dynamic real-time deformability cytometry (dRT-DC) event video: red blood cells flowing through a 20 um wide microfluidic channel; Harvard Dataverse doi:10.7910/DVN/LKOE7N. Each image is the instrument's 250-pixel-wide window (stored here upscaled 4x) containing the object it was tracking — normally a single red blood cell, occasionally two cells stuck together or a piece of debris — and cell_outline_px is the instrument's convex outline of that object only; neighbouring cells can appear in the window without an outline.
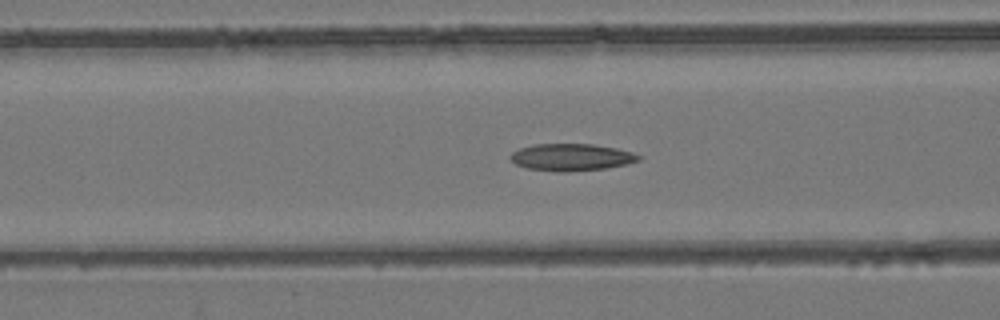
{"species": "common noctule bat (a hibernating species)", "species_latin": "Nyctalus noctula", "temperature_condition": "room temperature", "stored_images_in_passage": 53, "camera_frame_rate_fps": 3000, "um_per_image_px": 0.085, "animal": {"sex": "female", "body_mass_g": 24.6, "forearm_length_mm": 56.2}, "frame": {"image": 1, "passage_image": 21, "time_ms": 6.667, "image_size_px": [1000, 320], "cell_outline_px": [[640, 160], [628, 164], [608, 168], [564, 172], [556, 172], [528, 168], [516, 164], [508, 160], [508, 156], [512, 152], [520, 148], [536, 144], [592, 144], [616, 148], [632, 152], [640, 156]], "centroid_in_image_um": [48.55, 13.37], "position_along_channel_um": 118.1, "area_um2": 20.35}}
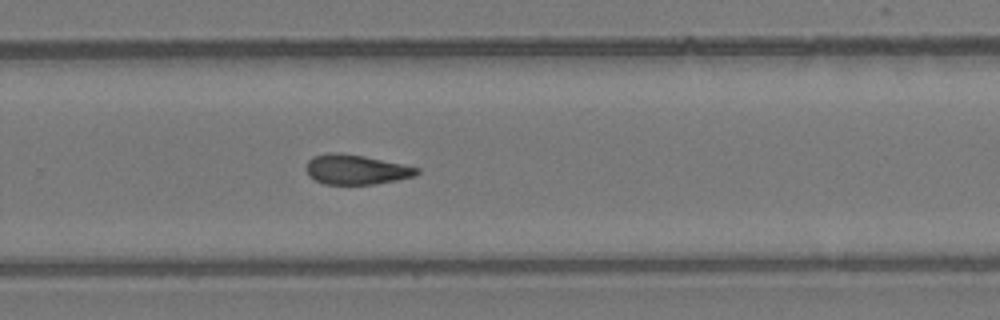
{"frame": {"image": 2, "passage_image": 35, "time_ms": 11.333, "image_size_px": [1000, 320], "cell_outline_px": [[420, 172], [416, 176], [376, 184], [324, 184], [308, 176], [308, 160], [312, 156], [328, 152], [340, 152], [364, 156], [404, 164], [420, 168]], "centroid_in_image_um": [30.3, 14.4], "position_along_channel_um": 299.5, "area_um2": 19.31}}
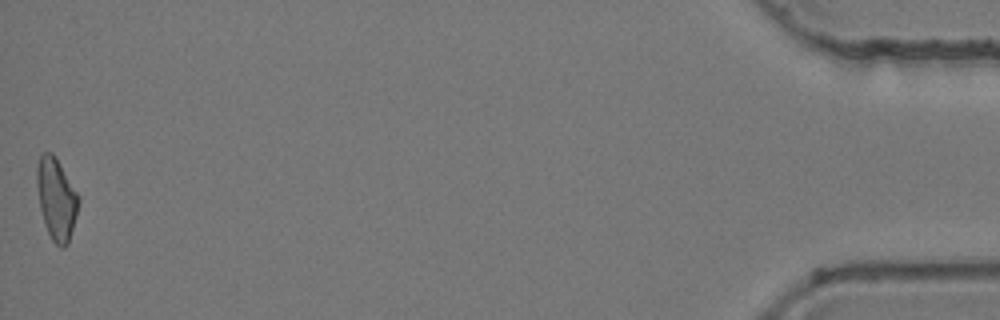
{"frame": {"image": 3, "passage_image": 53, "time_ms": 17.333, "image_size_px": [1000, 320], "cell_outline_px": [[80, 200], [76, 216], [68, 244], [64, 248], [60, 248], [52, 240], [48, 232], [40, 208], [36, 184], [36, 168], [40, 156], [44, 152], [52, 152], [56, 156], [80, 196]], "centroid_in_image_um": [4.8, 16.88], "position_along_channel_um": 430.4, "area_um2": 20.0}, "authors_computed_cell_mechanics": {"area_um2": 19.8832, "velocity_mm_per_s": 3.8883, "shape_relaxation_time_tau1_ms": null, "shape_relaxation_time_tau2_ms": 3.7859, "deformation_change_tau1": null, "deformation_change_tau2": 0.1155}}